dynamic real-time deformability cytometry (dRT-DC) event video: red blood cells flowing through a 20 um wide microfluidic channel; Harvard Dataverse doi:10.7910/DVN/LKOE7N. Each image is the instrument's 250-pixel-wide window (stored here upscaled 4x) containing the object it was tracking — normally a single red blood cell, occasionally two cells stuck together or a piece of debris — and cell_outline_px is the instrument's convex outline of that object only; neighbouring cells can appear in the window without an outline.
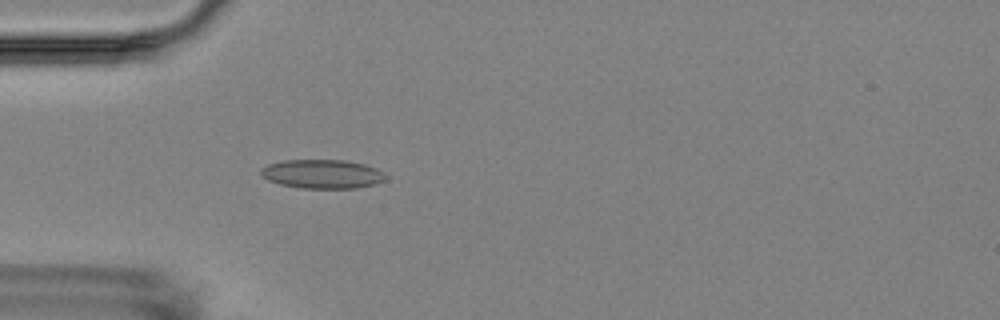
{"species": "Egyptian fruit bat (a non-hibernating species)", "species_latin": "Rousettus aegyptiacus", "temperature_condition": "room temperature", "stored_images_in_passage": 4, "camera_frame_rate_fps": 3000, "um_per_image_px": 0.085, "animal": {"sex": "female"}, "frame": {"image": 1, "passage_image": 4, "time_ms": 4.0, "image_size_px": [1000, 320], "cell_outline_px": [[388, 180], [356, 188], [300, 188], [280, 184], [268, 180], [260, 172], [260, 168], [268, 164], [284, 160], [344, 160], [364, 164], [376, 168], [384, 172], [388, 176]], "centroid_in_image_um": [27.42, 14.79], "position_along_channel_um": 57.6, "area_um2": 21.1}}